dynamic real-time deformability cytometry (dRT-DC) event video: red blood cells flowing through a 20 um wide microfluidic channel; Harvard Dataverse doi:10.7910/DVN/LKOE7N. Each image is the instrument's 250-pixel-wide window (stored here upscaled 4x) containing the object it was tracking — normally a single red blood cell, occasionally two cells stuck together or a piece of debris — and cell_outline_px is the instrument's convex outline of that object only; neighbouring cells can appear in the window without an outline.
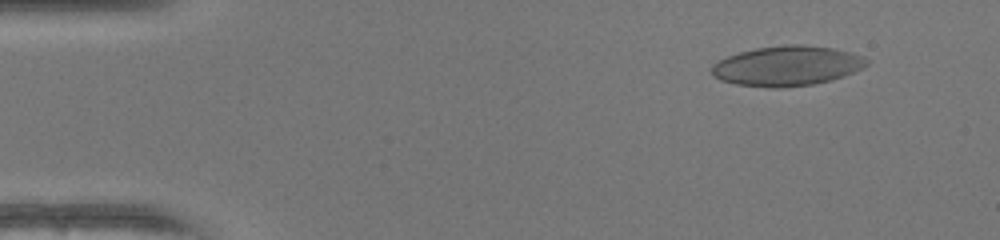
{"species": "human", "species_latin": "Homo sapiens", "temperature_condition": "warm", "stored_images_in_passage": 50, "camera_frame_rate_fps": 3000, "um_per_image_px": 0.085, "donor": {"sex": "female"}, "frame": {"image": 1, "passage_image": 5, "time_ms": 1.333, "image_size_px": [1000, 240], "cell_outline_px": [[868, 64], [844, 76], [832, 80], [812, 84], [780, 88], [776, 88], [736, 84], [720, 80], [712, 76], [712, 64], [728, 56], [740, 52], [756, 48], [784, 44], [800, 44], [832, 48], [852, 52], [864, 56], [868, 60]], "centroid_in_image_um": [66.9, 5.59], "position_along_channel_um": 18.1, "area_um2": 36.01}}
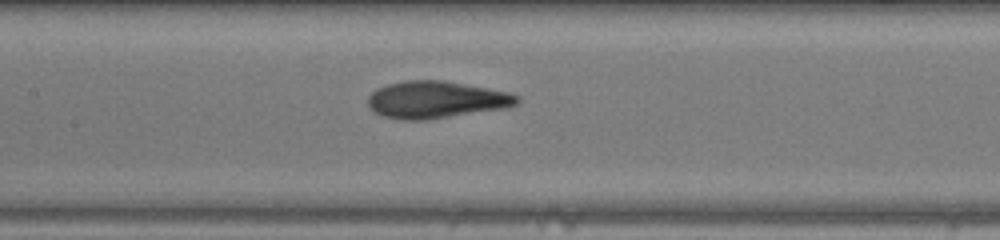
{"frame": {"image": 2, "passage_image": 24, "time_ms": 7.667, "image_size_px": [1000, 240], "cell_outline_px": [[520, 100], [516, 104], [508, 108], [428, 120], [400, 120], [384, 116], [368, 108], [368, 96], [376, 88], [388, 84], [404, 80], [444, 80], [488, 88], [508, 92], [520, 96]], "centroid_in_image_um": [37.08, 8.48], "position_along_channel_um": 170.3, "area_um2": 32.6}}
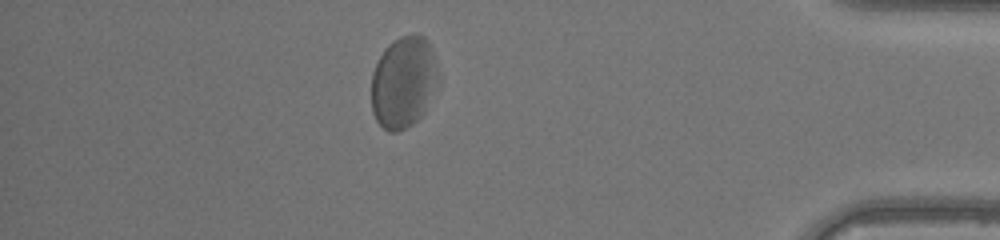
{"frame": {"image": 3, "passage_image": 44, "time_ms": 14.333, "image_size_px": [1000, 240], "cell_outline_px": [[440, 84], [424, 112], [412, 124], [396, 132], [388, 132], [376, 120], [372, 112], [372, 72], [384, 48], [392, 40], [400, 36], [424, 36], [428, 40], [432, 48], [440, 80]], "centroid_in_image_um": [34.32, 6.98], "position_along_channel_um": 400.9, "area_um2": 36.01}, "authors_computed_cell_mechanics": {"area_um2": 34.1887, "velocity_mm_per_s": 4.0831, "shape_relaxation_time_tau1_ms": 3.6207, "shape_relaxation_time_tau2_ms": 1.7539, "deformation_change_tau1": 0.1398, "deformation_change_tau2": 0.0948}}